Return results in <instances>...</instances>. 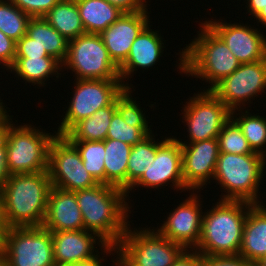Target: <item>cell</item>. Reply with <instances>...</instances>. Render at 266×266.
I'll return each mask as SVG.
<instances>
[{
    "label": "cell",
    "instance_id": "obj_1",
    "mask_svg": "<svg viewBox=\"0 0 266 266\" xmlns=\"http://www.w3.org/2000/svg\"><path fill=\"white\" fill-rule=\"evenodd\" d=\"M74 192L84 230L95 233L106 245L116 247L130 224L126 192L101 183Z\"/></svg>",
    "mask_w": 266,
    "mask_h": 266
},
{
    "label": "cell",
    "instance_id": "obj_2",
    "mask_svg": "<svg viewBox=\"0 0 266 266\" xmlns=\"http://www.w3.org/2000/svg\"><path fill=\"white\" fill-rule=\"evenodd\" d=\"M198 35L179 52L178 69L184 73L206 80L211 91L219 82L231 75L241 62L234 56L226 43L204 22Z\"/></svg>",
    "mask_w": 266,
    "mask_h": 266
},
{
    "label": "cell",
    "instance_id": "obj_3",
    "mask_svg": "<svg viewBox=\"0 0 266 266\" xmlns=\"http://www.w3.org/2000/svg\"><path fill=\"white\" fill-rule=\"evenodd\" d=\"M52 188L48 171L12 174L1 189L11 227H41Z\"/></svg>",
    "mask_w": 266,
    "mask_h": 266
},
{
    "label": "cell",
    "instance_id": "obj_4",
    "mask_svg": "<svg viewBox=\"0 0 266 266\" xmlns=\"http://www.w3.org/2000/svg\"><path fill=\"white\" fill-rule=\"evenodd\" d=\"M218 201L203 213L201 237L193 250L206 256L238 255L245 219L253 204L246 201Z\"/></svg>",
    "mask_w": 266,
    "mask_h": 266
},
{
    "label": "cell",
    "instance_id": "obj_5",
    "mask_svg": "<svg viewBox=\"0 0 266 266\" xmlns=\"http://www.w3.org/2000/svg\"><path fill=\"white\" fill-rule=\"evenodd\" d=\"M265 156L259 153H221L216 163L214 178L225 193L218 200L246 201L261 204L259 185L266 170ZM218 181V182H217ZM259 194V195H258ZM222 196V197H221Z\"/></svg>",
    "mask_w": 266,
    "mask_h": 266
},
{
    "label": "cell",
    "instance_id": "obj_6",
    "mask_svg": "<svg viewBox=\"0 0 266 266\" xmlns=\"http://www.w3.org/2000/svg\"><path fill=\"white\" fill-rule=\"evenodd\" d=\"M130 224L116 248V266H171L186 248L162 236L156 229L139 228Z\"/></svg>",
    "mask_w": 266,
    "mask_h": 266
},
{
    "label": "cell",
    "instance_id": "obj_7",
    "mask_svg": "<svg viewBox=\"0 0 266 266\" xmlns=\"http://www.w3.org/2000/svg\"><path fill=\"white\" fill-rule=\"evenodd\" d=\"M7 125L4 139L10 175L48 171L49 147L57 135L43 132L31 125ZM37 128V129H36Z\"/></svg>",
    "mask_w": 266,
    "mask_h": 266
},
{
    "label": "cell",
    "instance_id": "obj_8",
    "mask_svg": "<svg viewBox=\"0 0 266 266\" xmlns=\"http://www.w3.org/2000/svg\"><path fill=\"white\" fill-rule=\"evenodd\" d=\"M73 97L61 124L55 131L66 135L78 122L92 116L97 110L109 106L125 88H133L121 79H75Z\"/></svg>",
    "mask_w": 266,
    "mask_h": 266
},
{
    "label": "cell",
    "instance_id": "obj_9",
    "mask_svg": "<svg viewBox=\"0 0 266 266\" xmlns=\"http://www.w3.org/2000/svg\"><path fill=\"white\" fill-rule=\"evenodd\" d=\"M62 67L72 70L75 79H120L119 67L110 58L99 34L85 33L69 41Z\"/></svg>",
    "mask_w": 266,
    "mask_h": 266
},
{
    "label": "cell",
    "instance_id": "obj_10",
    "mask_svg": "<svg viewBox=\"0 0 266 266\" xmlns=\"http://www.w3.org/2000/svg\"><path fill=\"white\" fill-rule=\"evenodd\" d=\"M9 266H56L51 232L44 227H11L2 257Z\"/></svg>",
    "mask_w": 266,
    "mask_h": 266
},
{
    "label": "cell",
    "instance_id": "obj_11",
    "mask_svg": "<svg viewBox=\"0 0 266 266\" xmlns=\"http://www.w3.org/2000/svg\"><path fill=\"white\" fill-rule=\"evenodd\" d=\"M48 173L52 186L66 191L74 192L99 184L84 168L77 148L61 135L51 141Z\"/></svg>",
    "mask_w": 266,
    "mask_h": 266
},
{
    "label": "cell",
    "instance_id": "obj_12",
    "mask_svg": "<svg viewBox=\"0 0 266 266\" xmlns=\"http://www.w3.org/2000/svg\"><path fill=\"white\" fill-rule=\"evenodd\" d=\"M182 114L190 143L217 138L223 125L231 118V110L211 91L194 93Z\"/></svg>",
    "mask_w": 266,
    "mask_h": 266
},
{
    "label": "cell",
    "instance_id": "obj_13",
    "mask_svg": "<svg viewBox=\"0 0 266 266\" xmlns=\"http://www.w3.org/2000/svg\"><path fill=\"white\" fill-rule=\"evenodd\" d=\"M264 89L266 90V59L253 63H241L211 92L232 111L241 109L242 105L245 108V102L251 103V99L259 96L260 92H265Z\"/></svg>",
    "mask_w": 266,
    "mask_h": 266
},
{
    "label": "cell",
    "instance_id": "obj_14",
    "mask_svg": "<svg viewBox=\"0 0 266 266\" xmlns=\"http://www.w3.org/2000/svg\"><path fill=\"white\" fill-rule=\"evenodd\" d=\"M174 186L172 188L188 192V188L184 185L182 174V149L177 138L172 136L165 137V140L158 142V149L155 158H152L151 165L148 170L126 191V196L135 187L156 188L164 187L168 184Z\"/></svg>",
    "mask_w": 266,
    "mask_h": 266
},
{
    "label": "cell",
    "instance_id": "obj_15",
    "mask_svg": "<svg viewBox=\"0 0 266 266\" xmlns=\"http://www.w3.org/2000/svg\"><path fill=\"white\" fill-rule=\"evenodd\" d=\"M192 192L185 201L173 208L162 226L156 229L162 236L186 249H194L198 245L202 231V198Z\"/></svg>",
    "mask_w": 266,
    "mask_h": 266
},
{
    "label": "cell",
    "instance_id": "obj_16",
    "mask_svg": "<svg viewBox=\"0 0 266 266\" xmlns=\"http://www.w3.org/2000/svg\"><path fill=\"white\" fill-rule=\"evenodd\" d=\"M182 149V174L184 185L192 191H201L202 187L213 180L219 146L217 138L189 143L179 140ZM186 142V143H185ZM189 143V144H187ZM209 180V181H208ZM208 182V183H207Z\"/></svg>",
    "mask_w": 266,
    "mask_h": 266
},
{
    "label": "cell",
    "instance_id": "obj_17",
    "mask_svg": "<svg viewBox=\"0 0 266 266\" xmlns=\"http://www.w3.org/2000/svg\"><path fill=\"white\" fill-rule=\"evenodd\" d=\"M222 21V22H221ZM206 20L205 23L226 43L241 63L266 59V37L258 28L244 23H227L223 20Z\"/></svg>",
    "mask_w": 266,
    "mask_h": 266
},
{
    "label": "cell",
    "instance_id": "obj_18",
    "mask_svg": "<svg viewBox=\"0 0 266 266\" xmlns=\"http://www.w3.org/2000/svg\"><path fill=\"white\" fill-rule=\"evenodd\" d=\"M51 237L56 266L78 263L95 257L99 252L94 246L96 243L101 251L104 250L102 253H109L110 256L112 251L116 253L114 246L106 245L95 233L87 230L55 231L51 232Z\"/></svg>",
    "mask_w": 266,
    "mask_h": 266
},
{
    "label": "cell",
    "instance_id": "obj_19",
    "mask_svg": "<svg viewBox=\"0 0 266 266\" xmlns=\"http://www.w3.org/2000/svg\"><path fill=\"white\" fill-rule=\"evenodd\" d=\"M147 10L146 8L134 13H123L99 34L110 58L118 67L127 59L134 40L150 24Z\"/></svg>",
    "mask_w": 266,
    "mask_h": 266
},
{
    "label": "cell",
    "instance_id": "obj_20",
    "mask_svg": "<svg viewBox=\"0 0 266 266\" xmlns=\"http://www.w3.org/2000/svg\"><path fill=\"white\" fill-rule=\"evenodd\" d=\"M42 227L50 232L84 230L75 192L52 186Z\"/></svg>",
    "mask_w": 266,
    "mask_h": 266
},
{
    "label": "cell",
    "instance_id": "obj_21",
    "mask_svg": "<svg viewBox=\"0 0 266 266\" xmlns=\"http://www.w3.org/2000/svg\"><path fill=\"white\" fill-rule=\"evenodd\" d=\"M148 24L134 40L127 59L119 66V75L122 83L133 75L137 68L148 69L159 62L165 48L164 38L158 31H154ZM132 74V75H131Z\"/></svg>",
    "mask_w": 266,
    "mask_h": 266
},
{
    "label": "cell",
    "instance_id": "obj_22",
    "mask_svg": "<svg viewBox=\"0 0 266 266\" xmlns=\"http://www.w3.org/2000/svg\"><path fill=\"white\" fill-rule=\"evenodd\" d=\"M239 255L255 266L266 257V205L253 204L245 219Z\"/></svg>",
    "mask_w": 266,
    "mask_h": 266
},
{
    "label": "cell",
    "instance_id": "obj_23",
    "mask_svg": "<svg viewBox=\"0 0 266 266\" xmlns=\"http://www.w3.org/2000/svg\"><path fill=\"white\" fill-rule=\"evenodd\" d=\"M85 33L100 34L124 12L106 0H75Z\"/></svg>",
    "mask_w": 266,
    "mask_h": 266
},
{
    "label": "cell",
    "instance_id": "obj_24",
    "mask_svg": "<svg viewBox=\"0 0 266 266\" xmlns=\"http://www.w3.org/2000/svg\"><path fill=\"white\" fill-rule=\"evenodd\" d=\"M132 146L119 140H105V184L127 191V165Z\"/></svg>",
    "mask_w": 266,
    "mask_h": 266
},
{
    "label": "cell",
    "instance_id": "obj_25",
    "mask_svg": "<svg viewBox=\"0 0 266 266\" xmlns=\"http://www.w3.org/2000/svg\"><path fill=\"white\" fill-rule=\"evenodd\" d=\"M26 35L31 39H35V42L44 48L49 56L54 57L61 64L65 62L69 41L43 17L30 18Z\"/></svg>",
    "mask_w": 266,
    "mask_h": 266
},
{
    "label": "cell",
    "instance_id": "obj_26",
    "mask_svg": "<svg viewBox=\"0 0 266 266\" xmlns=\"http://www.w3.org/2000/svg\"><path fill=\"white\" fill-rule=\"evenodd\" d=\"M116 112V99L92 116L78 122L66 135L69 141H104L112 116Z\"/></svg>",
    "mask_w": 266,
    "mask_h": 266
},
{
    "label": "cell",
    "instance_id": "obj_27",
    "mask_svg": "<svg viewBox=\"0 0 266 266\" xmlns=\"http://www.w3.org/2000/svg\"><path fill=\"white\" fill-rule=\"evenodd\" d=\"M43 18L68 41L85 34L75 0H60Z\"/></svg>",
    "mask_w": 266,
    "mask_h": 266
},
{
    "label": "cell",
    "instance_id": "obj_28",
    "mask_svg": "<svg viewBox=\"0 0 266 266\" xmlns=\"http://www.w3.org/2000/svg\"><path fill=\"white\" fill-rule=\"evenodd\" d=\"M10 72H15L21 77L25 83H32L36 86H44L45 81L52 75H57L59 78L62 64L54 57H39V58H15L14 64L9 68Z\"/></svg>",
    "mask_w": 266,
    "mask_h": 266
},
{
    "label": "cell",
    "instance_id": "obj_29",
    "mask_svg": "<svg viewBox=\"0 0 266 266\" xmlns=\"http://www.w3.org/2000/svg\"><path fill=\"white\" fill-rule=\"evenodd\" d=\"M154 137L150 133L132 146L127 165V190L148 170L152 158H155L158 141Z\"/></svg>",
    "mask_w": 266,
    "mask_h": 266
},
{
    "label": "cell",
    "instance_id": "obj_30",
    "mask_svg": "<svg viewBox=\"0 0 266 266\" xmlns=\"http://www.w3.org/2000/svg\"><path fill=\"white\" fill-rule=\"evenodd\" d=\"M237 111H241L239 112L242 113L239 114L241 116H238ZM237 111H231V118L241 128L252 150L266 157V150H264L266 149V118L257 114L252 115L248 109L245 112H242V109Z\"/></svg>",
    "mask_w": 266,
    "mask_h": 266
},
{
    "label": "cell",
    "instance_id": "obj_31",
    "mask_svg": "<svg viewBox=\"0 0 266 266\" xmlns=\"http://www.w3.org/2000/svg\"><path fill=\"white\" fill-rule=\"evenodd\" d=\"M79 151L84 168L93 178L105 184V140L104 141H70Z\"/></svg>",
    "mask_w": 266,
    "mask_h": 266
},
{
    "label": "cell",
    "instance_id": "obj_32",
    "mask_svg": "<svg viewBox=\"0 0 266 266\" xmlns=\"http://www.w3.org/2000/svg\"><path fill=\"white\" fill-rule=\"evenodd\" d=\"M30 18L11 0H0V30L14 41L17 42L26 35Z\"/></svg>",
    "mask_w": 266,
    "mask_h": 266
},
{
    "label": "cell",
    "instance_id": "obj_33",
    "mask_svg": "<svg viewBox=\"0 0 266 266\" xmlns=\"http://www.w3.org/2000/svg\"><path fill=\"white\" fill-rule=\"evenodd\" d=\"M219 152L230 154L257 153L252 150L241 128L230 118L217 136Z\"/></svg>",
    "mask_w": 266,
    "mask_h": 266
},
{
    "label": "cell",
    "instance_id": "obj_34",
    "mask_svg": "<svg viewBox=\"0 0 266 266\" xmlns=\"http://www.w3.org/2000/svg\"><path fill=\"white\" fill-rule=\"evenodd\" d=\"M151 126L128 125L116 111L112 116L106 139L119 140L133 146L152 133Z\"/></svg>",
    "mask_w": 266,
    "mask_h": 266
},
{
    "label": "cell",
    "instance_id": "obj_35",
    "mask_svg": "<svg viewBox=\"0 0 266 266\" xmlns=\"http://www.w3.org/2000/svg\"><path fill=\"white\" fill-rule=\"evenodd\" d=\"M131 88H125L116 98V111L131 126H148L145 113L131 95ZM132 97V98H131Z\"/></svg>",
    "mask_w": 266,
    "mask_h": 266
},
{
    "label": "cell",
    "instance_id": "obj_36",
    "mask_svg": "<svg viewBox=\"0 0 266 266\" xmlns=\"http://www.w3.org/2000/svg\"><path fill=\"white\" fill-rule=\"evenodd\" d=\"M30 17L45 16L60 0H11Z\"/></svg>",
    "mask_w": 266,
    "mask_h": 266
},
{
    "label": "cell",
    "instance_id": "obj_37",
    "mask_svg": "<svg viewBox=\"0 0 266 266\" xmlns=\"http://www.w3.org/2000/svg\"><path fill=\"white\" fill-rule=\"evenodd\" d=\"M51 57L47 54L46 50L42 48L35 39H31L24 35L16 42V56L15 58H39Z\"/></svg>",
    "mask_w": 266,
    "mask_h": 266
},
{
    "label": "cell",
    "instance_id": "obj_38",
    "mask_svg": "<svg viewBox=\"0 0 266 266\" xmlns=\"http://www.w3.org/2000/svg\"><path fill=\"white\" fill-rule=\"evenodd\" d=\"M200 266H255L241 255L206 256L201 255Z\"/></svg>",
    "mask_w": 266,
    "mask_h": 266
},
{
    "label": "cell",
    "instance_id": "obj_39",
    "mask_svg": "<svg viewBox=\"0 0 266 266\" xmlns=\"http://www.w3.org/2000/svg\"><path fill=\"white\" fill-rule=\"evenodd\" d=\"M16 56V41L6 36L0 30V65L3 63L4 68H9L14 64Z\"/></svg>",
    "mask_w": 266,
    "mask_h": 266
},
{
    "label": "cell",
    "instance_id": "obj_40",
    "mask_svg": "<svg viewBox=\"0 0 266 266\" xmlns=\"http://www.w3.org/2000/svg\"><path fill=\"white\" fill-rule=\"evenodd\" d=\"M124 13H134L146 9V0H106Z\"/></svg>",
    "mask_w": 266,
    "mask_h": 266
},
{
    "label": "cell",
    "instance_id": "obj_41",
    "mask_svg": "<svg viewBox=\"0 0 266 266\" xmlns=\"http://www.w3.org/2000/svg\"><path fill=\"white\" fill-rule=\"evenodd\" d=\"M247 13L266 27V0H247Z\"/></svg>",
    "mask_w": 266,
    "mask_h": 266
},
{
    "label": "cell",
    "instance_id": "obj_42",
    "mask_svg": "<svg viewBox=\"0 0 266 266\" xmlns=\"http://www.w3.org/2000/svg\"><path fill=\"white\" fill-rule=\"evenodd\" d=\"M201 255L193 249H186L171 266H200Z\"/></svg>",
    "mask_w": 266,
    "mask_h": 266
},
{
    "label": "cell",
    "instance_id": "obj_43",
    "mask_svg": "<svg viewBox=\"0 0 266 266\" xmlns=\"http://www.w3.org/2000/svg\"><path fill=\"white\" fill-rule=\"evenodd\" d=\"M10 177L7 165V146L5 139L0 142V190L3 188L4 183Z\"/></svg>",
    "mask_w": 266,
    "mask_h": 266
},
{
    "label": "cell",
    "instance_id": "obj_44",
    "mask_svg": "<svg viewBox=\"0 0 266 266\" xmlns=\"http://www.w3.org/2000/svg\"><path fill=\"white\" fill-rule=\"evenodd\" d=\"M10 226L8 225L6 214H5V207H4V200L2 191L0 190V231L5 235Z\"/></svg>",
    "mask_w": 266,
    "mask_h": 266
},
{
    "label": "cell",
    "instance_id": "obj_45",
    "mask_svg": "<svg viewBox=\"0 0 266 266\" xmlns=\"http://www.w3.org/2000/svg\"><path fill=\"white\" fill-rule=\"evenodd\" d=\"M101 252H98V254L89 259V260H85V261H81V262H78V263H73V264H66V265H62V266H103L101 263V260L104 261L103 257L101 258L100 257V254ZM100 257V258H99Z\"/></svg>",
    "mask_w": 266,
    "mask_h": 266
},
{
    "label": "cell",
    "instance_id": "obj_46",
    "mask_svg": "<svg viewBox=\"0 0 266 266\" xmlns=\"http://www.w3.org/2000/svg\"><path fill=\"white\" fill-rule=\"evenodd\" d=\"M13 116H9L6 112L3 116L0 117V142L4 140V135L7 125L11 122Z\"/></svg>",
    "mask_w": 266,
    "mask_h": 266
},
{
    "label": "cell",
    "instance_id": "obj_47",
    "mask_svg": "<svg viewBox=\"0 0 266 266\" xmlns=\"http://www.w3.org/2000/svg\"><path fill=\"white\" fill-rule=\"evenodd\" d=\"M5 235L0 231V258L3 257Z\"/></svg>",
    "mask_w": 266,
    "mask_h": 266
},
{
    "label": "cell",
    "instance_id": "obj_48",
    "mask_svg": "<svg viewBox=\"0 0 266 266\" xmlns=\"http://www.w3.org/2000/svg\"><path fill=\"white\" fill-rule=\"evenodd\" d=\"M2 104H4V103L0 99V117L3 116L7 112L6 109H5L6 106H4Z\"/></svg>",
    "mask_w": 266,
    "mask_h": 266
},
{
    "label": "cell",
    "instance_id": "obj_49",
    "mask_svg": "<svg viewBox=\"0 0 266 266\" xmlns=\"http://www.w3.org/2000/svg\"><path fill=\"white\" fill-rule=\"evenodd\" d=\"M0 266H9V265L3 258H0Z\"/></svg>",
    "mask_w": 266,
    "mask_h": 266
},
{
    "label": "cell",
    "instance_id": "obj_50",
    "mask_svg": "<svg viewBox=\"0 0 266 266\" xmlns=\"http://www.w3.org/2000/svg\"><path fill=\"white\" fill-rule=\"evenodd\" d=\"M256 266H266V257L260 263H258Z\"/></svg>",
    "mask_w": 266,
    "mask_h": 266
}]
</instances>
